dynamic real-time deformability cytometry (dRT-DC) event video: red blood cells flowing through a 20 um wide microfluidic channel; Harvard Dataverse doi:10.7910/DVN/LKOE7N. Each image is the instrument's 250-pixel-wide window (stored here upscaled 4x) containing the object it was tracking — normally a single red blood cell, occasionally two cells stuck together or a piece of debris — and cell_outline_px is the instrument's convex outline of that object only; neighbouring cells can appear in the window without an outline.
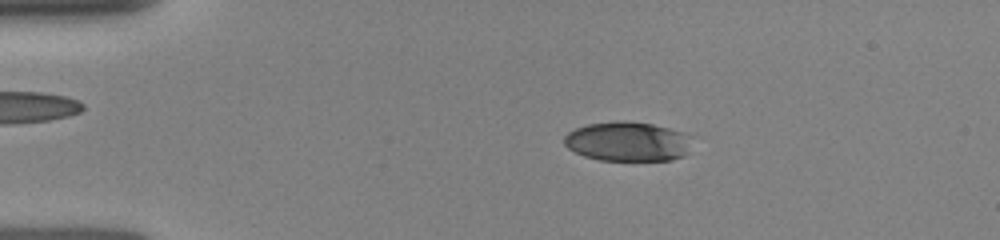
{"species": "human", "species_latin": "Homo sapiens", "temperature_condition": "room temperature", "stored_images_in_passage": 15, "camera_frame_rate_fps": 3000, "um_per_image_px": 0.085, "donor": {"sex": "female"}, "frame": {"image": 1, "passage_image": 3, "time_ms": 2.0, "image_size_px": [1000, 240], "cell_outline_px": [[692, 136], [684, 156], [672, 160], [600, 160], [584, 156], [568, 148], [564, 144], [564, 136], [568, 132], [576, 128], [588, 124], [620, 120], [624, 120], [652, 124], [668, 128]], "centroid_in_image_um": [53.32, 12.02], "position_along_channel_um": 31.7, "area_um2": 29.3}}
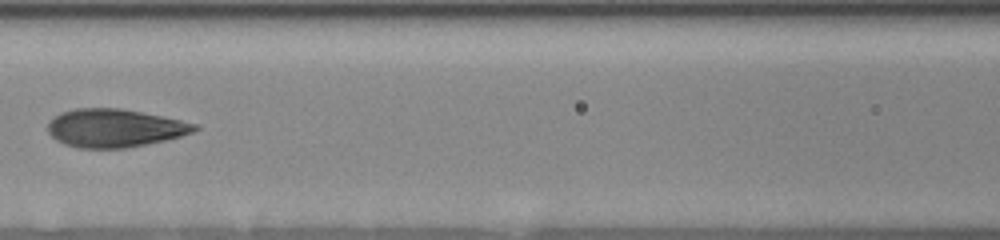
{"frame": {"image": 2, "passage_image": 7, "time_ms": 6.333, "image_size_px": [1000, 240], "cell_outline_px": [[200, 128], [192, 132], [180, 136], [164, 140], [128, 148], [80, 148], [64, 144], [56, 140], [48, 132], [48, 120], [60, 112], [76, 108], [120, 108], [180, 120], [196, 124]], "centroid_in_image_um": [9.69, 10.88], "position_along_channel_um": 156.9, "area_um2": 32.54}}
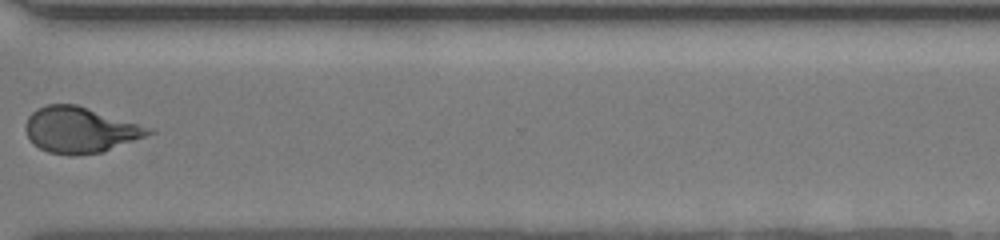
{"frame": {"image": 3, "passage_image": 12, "time_ms": 11.333, "image_size_px": [1000, 240], "cell_outline_px": [[156, 132], [100, 152], [76, 156], [68, 156], [48, 152], [32, 144], [24, 128], [24, 124], [28, 116], [36, 108], [48, 104], [76, 104], [156, 128]], "centroid_in_image_um": [6.8, 11.03], "position_along_channel_um": 363.8, "area_um2": 33.18}}